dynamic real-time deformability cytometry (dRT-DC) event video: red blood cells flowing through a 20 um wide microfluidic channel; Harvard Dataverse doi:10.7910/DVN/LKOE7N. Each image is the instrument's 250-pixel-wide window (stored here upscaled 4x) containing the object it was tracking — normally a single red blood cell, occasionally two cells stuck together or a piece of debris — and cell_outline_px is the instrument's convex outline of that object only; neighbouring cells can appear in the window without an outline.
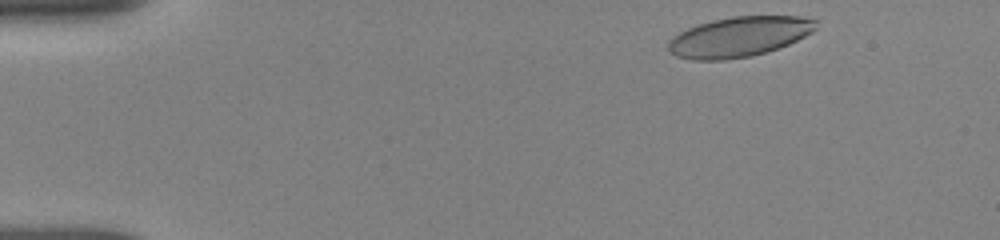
{"species": "human", "species_latin": "Homo sapiens", "temperature_condition": "room temperature", "stored_images_in_passage": 12, "camera_frame_rate_fps": 3000, "um_per_image_px": 0.085, "donor": {"sex": "female"}, "frame": {"image": 1, "passage_image": 2, "time_ms": 0.333, "image_size_px": [1000, 240], "cell_outline_px": [[816, 28], [812, 32], [788, 44], [752, 56], [724, 60], [692, 60], [676, 56], [668, 52], [668, 40], [672, 36], [688, 28], [712, 20], [732, 16], [800, 16], [816, 20]], "centroid_in_image_um": [62.78, 3.13], "position_along_channel_um": 22.2, "area_um2": 34.39}}
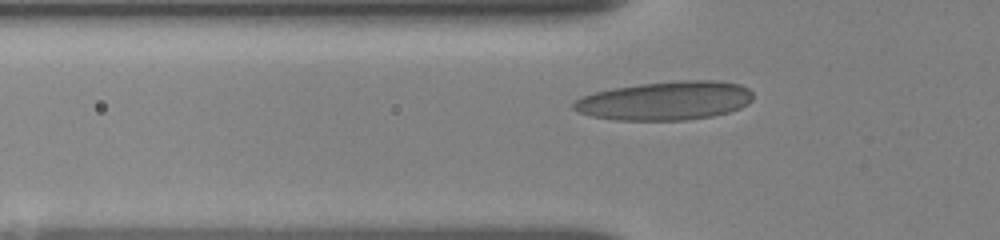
{"frame": {"image": 2, "passage_image": 11, "time_ms": 4.0, "image_size_px": [1000, 240], "cell_outline_px": [[752, 100], [748, 104], [740, 108], [728, 112], [712, 116], [684, 120], [616, 120], [592, 116], [580, 112], [572, 108], [572, 104], [580, 96], [592, 92], [612, 88], [640, 84], [680, 80], [712, 80], [740, 84], [748, 88], [752, 92]], "centroid_in_image_um": [56.54, 8.55], "position_along_channel_um": 69.3, "area_um2": 40.63}}